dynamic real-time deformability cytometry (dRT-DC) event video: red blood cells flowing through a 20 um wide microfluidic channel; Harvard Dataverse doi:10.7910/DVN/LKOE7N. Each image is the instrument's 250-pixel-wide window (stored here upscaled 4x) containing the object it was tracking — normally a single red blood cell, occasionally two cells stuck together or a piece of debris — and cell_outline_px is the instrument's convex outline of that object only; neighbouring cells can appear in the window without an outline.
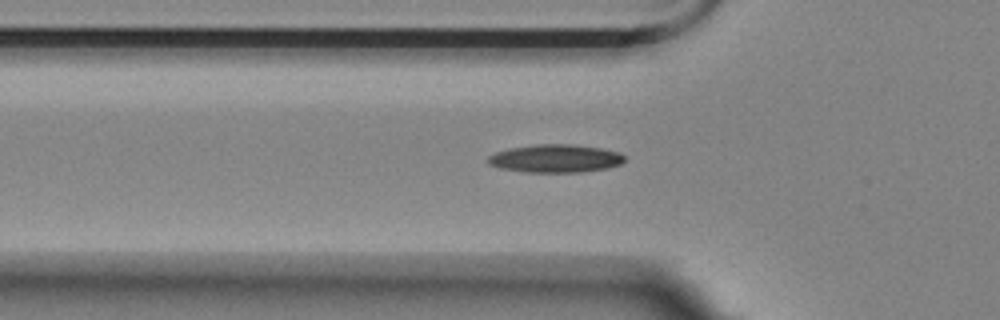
{"species": "Egyptian fruit bat (a non-hibernating species)", "species_latin": "Rousettus aegyptiacus", "temperature_condition": "room temperature", "stored_images_in_passage": 35, "camera_frame_rate_fps": 3000, "um_per_image_px": 0.085, "animal": {"sex": "female"}, "frame": {"image": 1, "passage_image": 6, "time_ms": 1.667, "image_size_px": [1000, 320], "cell_outline_px": [[624, 160], [620, 164], [608, 168], [580, 172], [528, 172], [500, 168], [488, 164], [488, 156], [496, 152], [512, 148], [536, 144], [572, 144], [604, 148], [620, 152], [624, 156]], "centroid_in_image_um": [47.24, 13.46], "position_along_channel_um": 78.6, "area_um2": 22.31}}
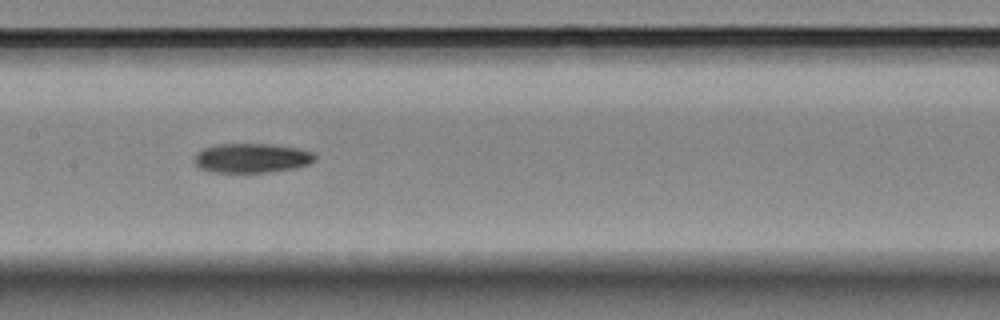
{"frame": {"image": 2, "passage_image": 15, "time_ms": 4.667, "image_size_px": [1000, 320], "cell_outline_px": [[316, 160], [308, 164], [296, 168], [268, 172], [212, 172], [200, 168], [192, 160], [196, 152], [204, 148], [216, 144], [268, 144], [296, 148], [312, 152], [316, 156]], "centroid_in_image_um": [21.37, 13.44], "position_along_channel_um": 186.0, "area_um2": 20.69}}
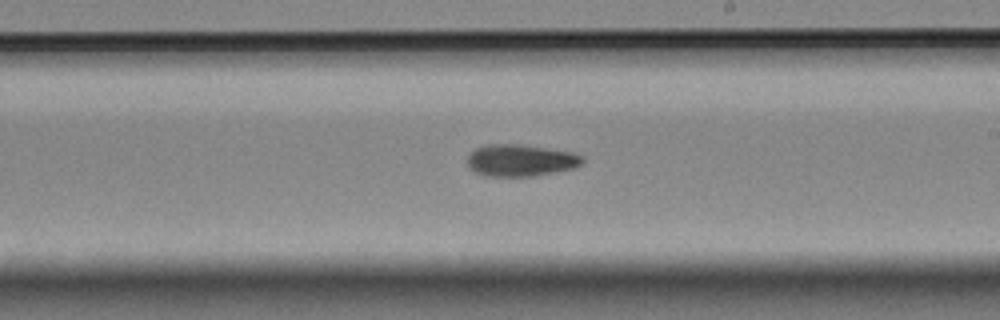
{"frame": {"image": 3, "passage_image": 20, "time_ms": 6.333, "image_size_px": [1000, 320], "cell_outline_px": [[584, 164], [572, 168], [556, 172], [532, 176], [484, 176], [468, 168], [468, 156], [476, 148], [488, 144], [516, 144], [572, 152], [584, 156]], "centroid_in_image_um": [44.26, 13.64], "position_along_channel_um": 244.7, "area_um2": 21.33}}